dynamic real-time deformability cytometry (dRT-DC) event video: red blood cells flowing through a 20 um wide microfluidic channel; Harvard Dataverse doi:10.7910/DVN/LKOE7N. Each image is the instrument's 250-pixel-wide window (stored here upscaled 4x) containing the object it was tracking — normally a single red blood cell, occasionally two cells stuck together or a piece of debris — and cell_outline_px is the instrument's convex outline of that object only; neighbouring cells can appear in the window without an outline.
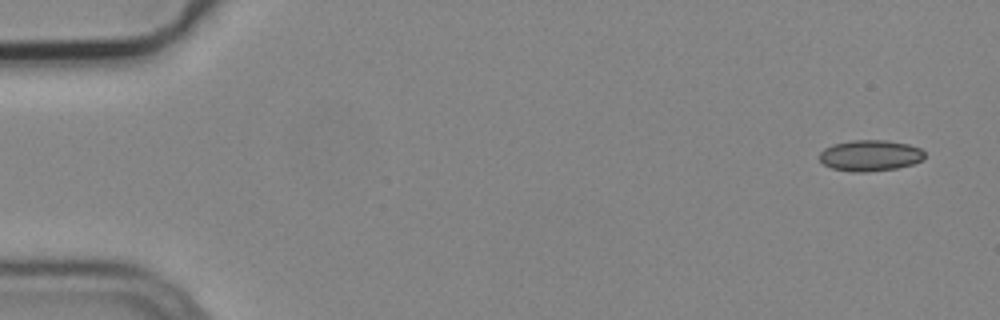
{"species": "common noctule bat (a hibernating species)", "species_latin": "Nyctalus noctula", "temperature_condition": "cold", "stored_images_in_passage": 4, "camera_frame_rate_fps": 3000, "um_per_image_px": 0.085, "animal": {"sex": "male", "body_mass_g": 19.2, "forearm_length_mm": 51.8}, "frame": {"image": 1, "passage_image": 1, "time_ms": 0.0, "image_size_px": [1000, 320], "cell_outline_px": [[924, 156], [920, 160], [912, 164], [896, 168], [864, 172], [852, 172], [832, 168], [824, 164], [820, 160], [820, 152], [824, 148], [832, 144], [852, 140], [888, 140], [908, 144], [920, 148], [924, 152]], "centroid_in_image_um": [73.94, 13.21], "position_along_channel_um": 11.1, "area_um2": 18.96}}
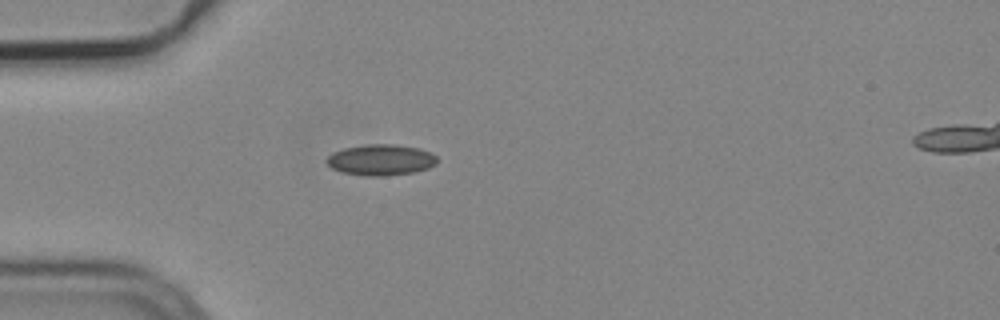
{"frame": {"image": 2, "passage_image": 4, "time_ms": 1.0, "image_size_px": [1000, 320], "cell_outline_px": [[436, 164], [428, 168], [412, 172], [384, 176], [368, 176], [340, 172], [332, 168], [324, 160], [332, 152], [344, 148], [368, 144], [392, 144], [416, 148], [432, 152], [436, 156]], "centroid_in_image_um": [32.34, 13.59], "position_along_channel_um": 52.7, "area_um2": 19.88}}